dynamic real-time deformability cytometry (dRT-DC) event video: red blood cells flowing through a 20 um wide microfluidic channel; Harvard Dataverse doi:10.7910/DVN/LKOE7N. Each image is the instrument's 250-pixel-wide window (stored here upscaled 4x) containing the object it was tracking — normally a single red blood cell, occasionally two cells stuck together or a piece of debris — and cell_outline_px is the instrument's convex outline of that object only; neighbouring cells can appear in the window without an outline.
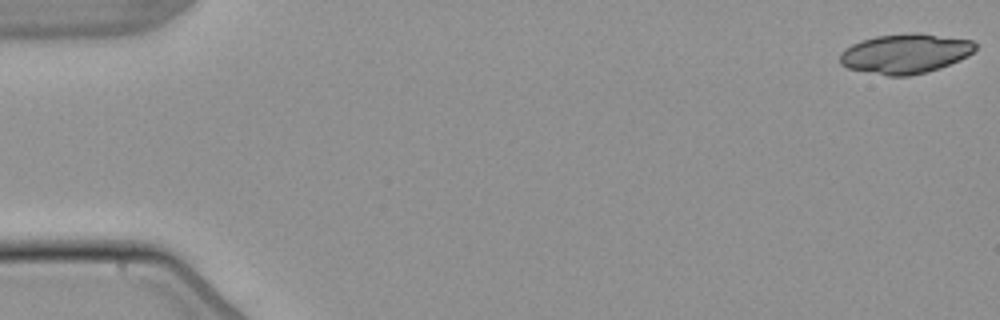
{"species": "common noctule bat (a hibernating species)", "species_latin": "Nyctalus noctula", "temperature_condition": "warm", "stored_images_in_passage": 20, "camera_frame_rate_fps": 3000, "um_per_image_px": 0.085, "animal": {"sex": "male", "body_mass_g": 21.5, "forearm_length_mm": 52.0}, "frame": {"image": 1, "passage_image": 1, "time_ms": 0.0, "image_size_px": [1000, 320], "cell_outline_px": [[976, 48], [968, 56], [960, 60], [940, 68], [928, 72], [908, 76], [888, 76], [848, 68], [840, 64], [840, 52], [844, 48], [860, 40], [876, 36], [908, 32], [916, 32], [972, 40], [976, 44]], "centroid_in_image_um": [76.94, 4.55], "position_along_channel_um": 8.1, "area_um2": 31.56}}